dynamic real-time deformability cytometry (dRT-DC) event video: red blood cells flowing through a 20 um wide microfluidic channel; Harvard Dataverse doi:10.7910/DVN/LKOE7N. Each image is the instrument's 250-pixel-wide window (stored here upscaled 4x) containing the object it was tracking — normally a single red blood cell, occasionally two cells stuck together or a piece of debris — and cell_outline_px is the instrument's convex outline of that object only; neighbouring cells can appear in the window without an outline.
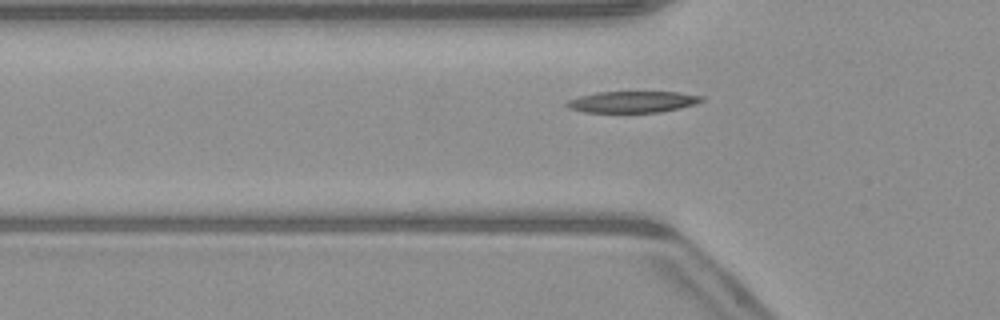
{"species": "common noctule bat (a hibernating species)", "species_latin": "Nyctalus noctula", "temperature_condition": "warm", "stored_images_in_passage": 4, "camera_frame_rate_fps": 3000, "um_per_image_px": 0.085, "animal": {"sex": "male", "body_mass_g": 23.1, "forearm_length_mm": 52.7}, "frame": {"image": 1, "passage_image": 4, "time_ms": 3.333, "image_size_px": [1000, 320], "cell_outline_px": [[704, 100], [696, 104], [680, 108], [660, 112], [584, 112], [568, 108], [564, 104], [568, 100], [580, 96], [596, 92], [680, 92], [704, 96]], "centroid_in_image_um": [53.78, 8.65], "position_along_channel_um": 72.0, "area_um2": 16.88}}